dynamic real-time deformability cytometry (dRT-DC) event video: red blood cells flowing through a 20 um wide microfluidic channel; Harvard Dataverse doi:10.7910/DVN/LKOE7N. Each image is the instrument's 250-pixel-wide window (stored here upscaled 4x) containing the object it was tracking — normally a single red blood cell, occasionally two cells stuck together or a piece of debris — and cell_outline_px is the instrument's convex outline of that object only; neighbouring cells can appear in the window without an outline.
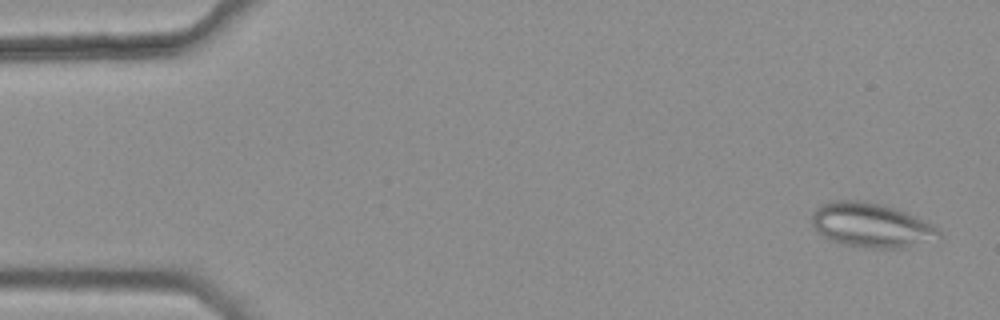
{"species": "common noctule bat (a hibernating species)", "species_latin": "Nyctalus noctula", "temperature_condition": "warm", "stored_images_in_passage": 4, "camera_frame_rate_fps": 3000, "um_per_image_px": 0.085, "animal": {"sex": "female", "body_mass_g": 25.1}, "frame": {"image": 1, "passage_image": 1, "time_ms": 0.0, "image_size_px": [1000, 320], "cell_outline_px": [[944, 236], [904, 248], [872, 248], [844, 244], [832, 240], [816, 232], [812, 224], [812, 212], [820, 204], [828, 200], [860, 200], [880, 204], [896, 208], [932, 224]], "centroid_in_image_um": [74.02, 19.12], "position_along_channel_um": 11.0, "area_um2": 32.83}}